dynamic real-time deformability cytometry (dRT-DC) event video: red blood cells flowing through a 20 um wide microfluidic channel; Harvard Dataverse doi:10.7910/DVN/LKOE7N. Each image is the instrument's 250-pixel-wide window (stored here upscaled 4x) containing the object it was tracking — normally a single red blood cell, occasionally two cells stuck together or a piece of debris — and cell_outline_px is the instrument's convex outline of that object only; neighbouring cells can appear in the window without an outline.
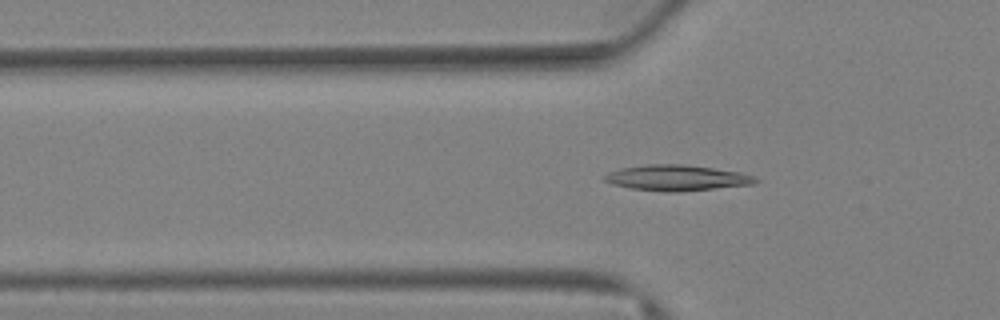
{"species": "Egyptian fruit bat (a non-hibernating species)", "species_latin": "Rousettus aegyptiacus", "temperature_condition": "warm", "stored_images_in_passage": 80, "camera_frame_rate_fps": 3000, "um_per_image_px": 0.085, "animal": {"sex": "female"}, "frame": {"image": 1, "passage_image": 27, "time_ms": 8.667, "image_size_px": [1000, 320], "cell_outline_px": [[760, 180], [752, 184], [676, 192], [668, 192], [632, 188], [612, 184], [604, 180], [604, 176], [608, 172], [620, 168], [648, 164], [680, 164], [712, 168], [736, 172], [752, 176]], "centroid_in_image_um": [57.46, 15.11], "position_along_channel_um": 68.3, "area_um2": 22.14}}
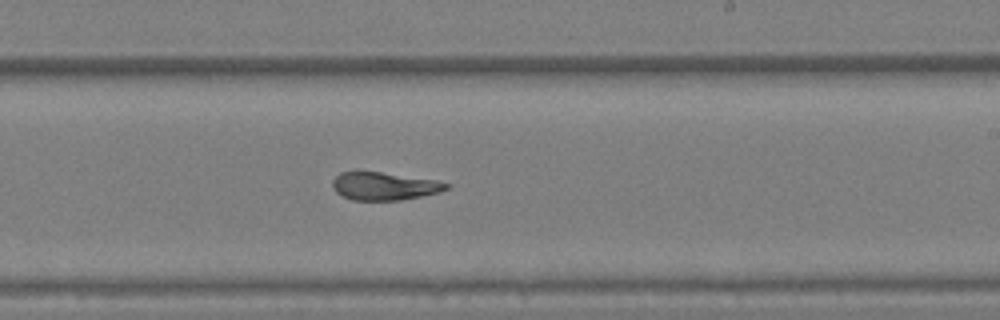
{"frame": {"image": 2, "passage_image": 49, "time_ms": 16.0, "image_size_px": [1000, 320], "cell_outline_px": [[448, 188], [440, 192], [400, 200], [352, 200], [340, 196], [332, 188], [332, 180], [340, 172], [380, 172], [436, 180], [448, 184]], "centroid_in_image_um": [32.61, 15.83], "position_along_channel_um": 256.4, "area_um2": 18.38}}
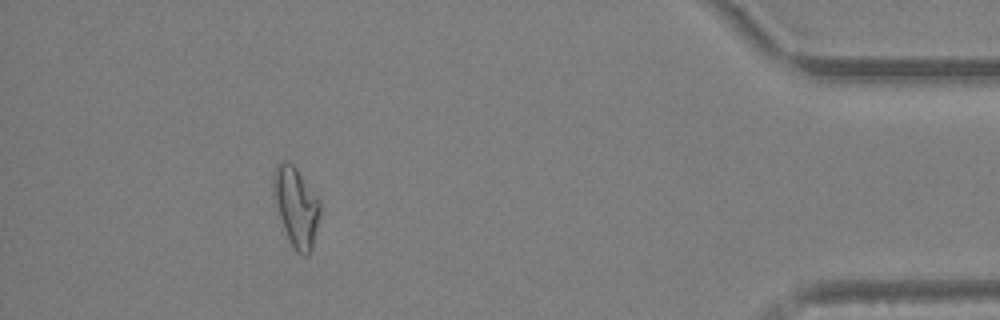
{"frame": {"image": 3, "passage_image": 73, "time_ms": 24.0, "image_size_px": [1000, 320], "cell_outline_px": [[320, 212], [312, 248], [308, 256], [304, 256], [296, 252], [292, 248], [284, 228], [272, 196], [272, 172], [276, 164], [280, 160], [284, 160], [292, 164], [296, 168], [320, 200]], "centroid_in_image_um": [25.14, 17.55], "position_along_channel_um": 410.1, "area_um2": 21.79}, "authors_computed_cell_mechanics": {"area_um2": 20.3745, "velocity_mm_per_s": 2.5767, "shape_relaxation_time_tau1_ms": null, "shape_relaxation_time_tau2_ms": 4.3319, "deformation_change_tau1": null, "deformation_change_tau2": 0.1011}}